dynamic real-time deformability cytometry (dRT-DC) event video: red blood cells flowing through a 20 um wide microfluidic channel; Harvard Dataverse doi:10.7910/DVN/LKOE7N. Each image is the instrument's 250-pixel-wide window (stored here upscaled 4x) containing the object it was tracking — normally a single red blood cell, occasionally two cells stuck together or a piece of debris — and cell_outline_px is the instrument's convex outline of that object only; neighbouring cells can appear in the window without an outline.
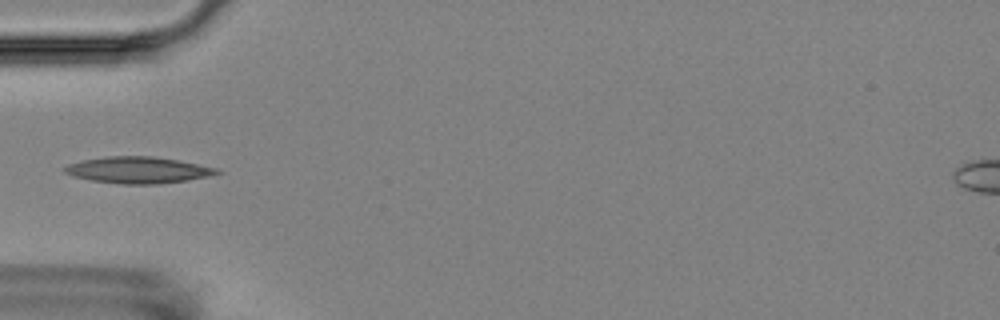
{"species": "Egyptian fruit bat (a non-hibernating species)", "species_latin": "Rousettus aegyptiacus", "temperature_condition": "room temperature", "stored_images_in_passage": 5, "camera_frame_rate_fps": 3000, "um_per_image_px": 0.085, "animal": {"sex": "female"}, "frame": {"image": 1, "passage_image": 3, "time_ms": 2.333, "image_size_px": [1000, 320], "cell_outline_px": [[224, 172], [208, 176], [188, 180], [156, 184], [124, 184], [92, 180], [72, 176], [64, 172], [64, 168], [68, 164], [84, 160], [108, 156], [152, 156], [180, 160], [216, 168]], "centroid_in_image_um": [11.76, 14.45], "position_along_channel_um": 73.2, "area_um2": 23.35}}
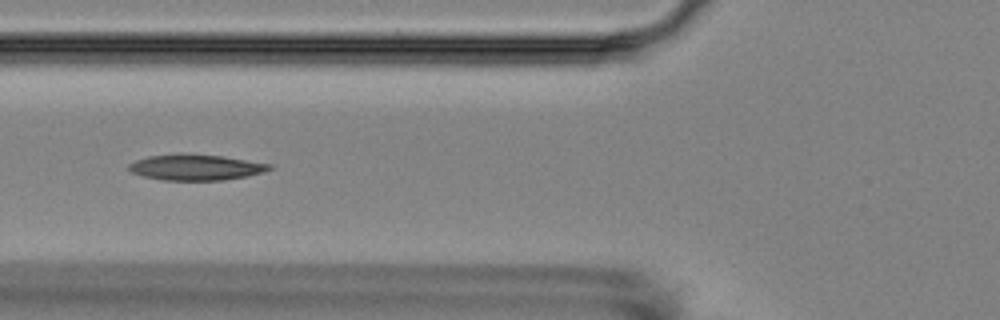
{"frame": {"image": 2, "passage_image": 4, "time_ms": 3.333, "image_size_px": [1000, 320], "cell_outline_px": [[276, 168], [264, 172], [248, 176], [224, 180], [160, 180], [144, 176], [132, 172], [128, 168], [128, 164], [136, 160], [148, 156], [220, 156], [272, 164]], "centroid_in_image_um": [16.72, 14.26], "position_along_channel_um": 109.1, "area_um2": 20.4}}